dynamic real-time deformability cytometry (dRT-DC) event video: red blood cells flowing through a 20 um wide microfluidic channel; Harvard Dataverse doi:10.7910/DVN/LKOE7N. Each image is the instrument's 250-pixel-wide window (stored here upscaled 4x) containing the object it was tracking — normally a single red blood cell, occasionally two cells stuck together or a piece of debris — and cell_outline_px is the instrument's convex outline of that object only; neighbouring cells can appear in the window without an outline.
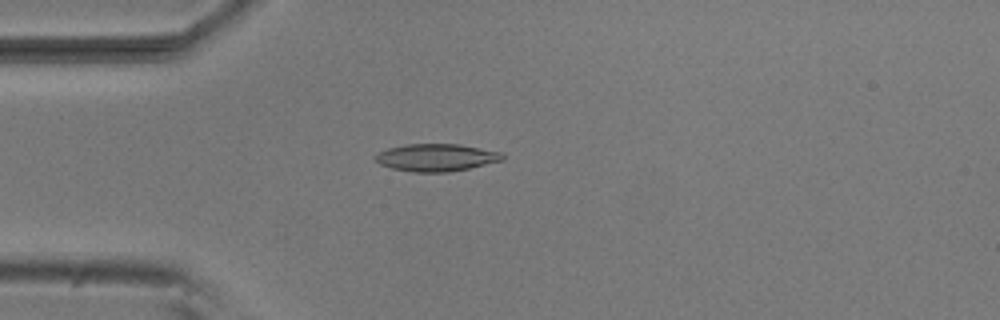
{"species": "common noctule bat (a hibernating species)", "species_latin": "Nyctalus noctula", "temperature_condition": "room temperature", "stored_images_in_passage": 24, "camera_frame_rate_fps": 3000, "um_per_image_px": 0.085, "animal": {"sex": "male", "body_mass_g": 20.5, "forearm_length_mm": 52.5}, "frame": {"image": 1, "passage_image": 13, "time_ms": 4.0, "image_size_px": [1000, 320], "cell_outline_px": [[504, 160], [468, 168], [448, 172], [412, 172], [392, 168], [380, 164], [372, 156], [388, 148], [408, 144], [460, 144], [500, 152], [504, 156]], "centroid_in_image_um": [37.07, 13.39], "position_along_channel_um": 47.9, "area_um2": 20.17}}
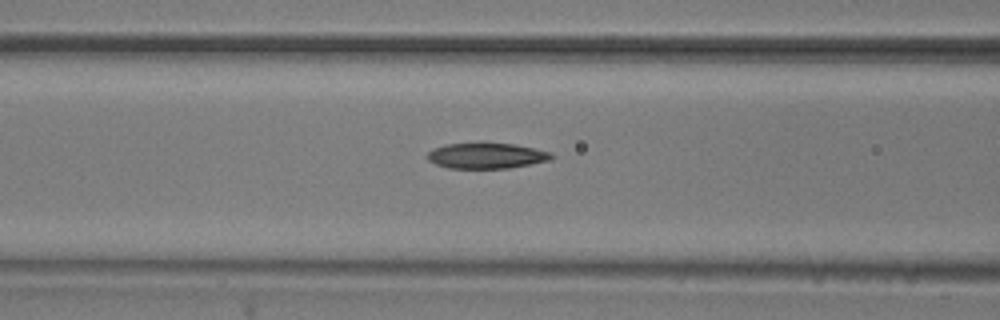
{"frame": {"image": 2, "passage_image": 20, "time_ms": 6.333, "image_size_px": [1000, 320], "cell_outline_px": [[556, 156], [552, 160], [508, 168], [448, 168], [436, 164], [428, 160], [428, 152], [432, 148], [444, 144], [484, 140], [516, 144], [552, 152]], "centroid_in_image_um": [41.37, 13.18], "position_along_channel_um": 125.2, "area_um2": 19.48}}
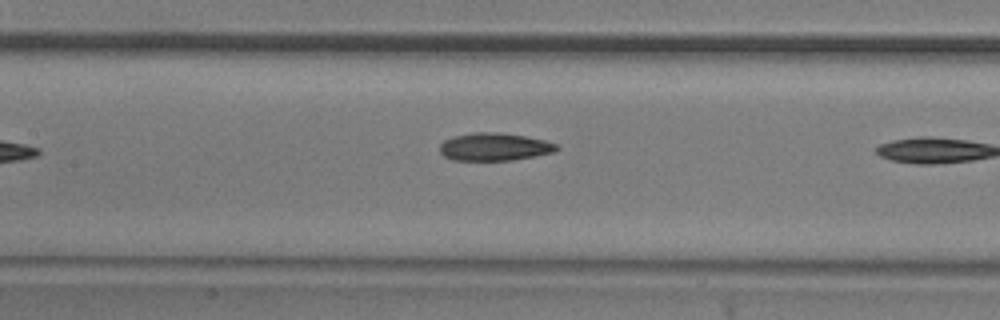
{"frame": {"image": 3, "passage_image": 23, "time_ms": 7.333, "image_size_px": [1000, 320], "cell_outline_px": [[560, 148], [552, 152], [512, 160], [452, 160], [444, 156], [440, 152], [440, 144], [444, 140], [452, 136], [472, 132], [496, 132], [524, 136], [544, 140], [556, 144]], "centroid_in_image_um": [41.97, 12.47], "position_along_channel_um": 165.4, "area_um2": 18.79}}